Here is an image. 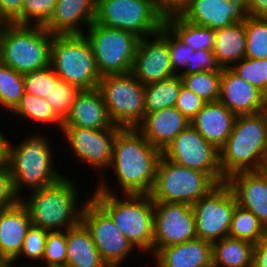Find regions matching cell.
Instances as JSON below:
<instances>
[{
    "instance_id": "681fc988",
    "label": "cell",
    "mask_w": 267,
    "mask_h": 267,
    "mask_svg": "<svg viewBox=\"0 0 267 267\" xmlns=\"http://www.w3.org/2000/svg\"><path fill=\"white\" fill-rule=\"evenodd\" d=\"M187 0H153L155 6L164 14L178 13Z\"/></svg>"
},
{
    "instance_id": "277c9868",
    "label": "cell",
    "mask_w": 267,
    "mask_h": 267,
    "mask_svg": "<svg viewBox=\"0 0 267 267\" xmlns=\"http://www.w3.org/2000/svg\"><path fill=\"white\" fill-rule=\"evenodd\" d=\"M43 134L37 132L25 137L15 146L9 142L8 167L14 192L19 199L23 197L21 193L24 187L32 192L51 186L65 176L55 169L51 142Z\"/></svg>"
},
{
    "instance_id": "8992f818",
    "label": "cell",
    "mask_w": 267,
    "mask_h": 267,
    "mask_svg": "<svg viewBox=\"0 0 267 267\" xmlns=\"http://www.w3.org/2000/svg\"><path fill=\"white\" fill-rule=\"evenodd\" d=\"M54 34L43 26L4 23L0 26V62L26 74L49 66Z\"/></svg>"
},
{
    "instance_id": "4316f807",
    "label": "cell",
    "mask_w": 267,
    "mask_h": 267,
    "mask_svg": "<svg viewBox=\"0 0 267 267\" xmlns=\"http://www.w3.org/2000/svg\"><path fill=\"white\" fill-rule=\"evenodd\" d=\"M66 244V267H108L82 223L66 230Z\"/></svg>"
},
{
    "instance_id": "60d3db41",
    "label": "cell",
    "mask_w": 267,
    "mask_h": 267,
    "mask_svg": "<svg viewBox=\"0 0 267 267\" xmlns=\"http://www.w3.org/2000/svg\"><path fill=\"white\" fill-rule=\"evenodd\" d=\"M59 77L49 66L23 74L25 93L36 97L45 98L49 94L50 81H56Z\"/></svg>"
},
{
    "instance_id": "484cf974",
    "label": "cell",
    "mask_w": 267,
    "mask_h": 267,
    "mask_svg": "<svg viewBox=\"0 0 267 267\" xmlns=\"http://www.w3.org/2000/svg\"><path fill=\"white\" fill-rule=\"evenodd\" d=\"M153 256L156 267H213L212 243L199 238L160 248Z\"/></svg>"
},
{
    "instance_id": "836d02e7",
    "label": "cell",
    "mask_w": 267,
    "mask_h": 267,
    "mask_svg": "<svg viewBox=\"0 0 267 267\" xmlns=\"http://www.w3.org/2000/svg\"><path fill=\"white\" fill-rule=\"evenodd\" d=\"M222 70L181 74L183 85L206 103L218 101Z\"/></svg>"
},
{
    "instance_id": "83f0119b",
    "label": "cell",
    "mask_w": 267,
    "mask_h": 267,
    "mask_svg": "<svg viewBox=\"0 0 267 267\" xmlns=\"http://www.w3.org/2000/svg\"><path fill=\"white\" fill-rule=\"evenodd\" d=\"M245 21L215 30L213 53L220 68H230L245 58Z\"/></svg>"
},
{
    "instance_id": "ab89813d",
    "label": "cell",
    "mask_w": 267,
    "mask_h": 267,
    "mask_svg": "<svg viewBox=\"0 0 267 267\" xmlns=\"http://www.w3.org/2000/svg\"><path fill=\"white\" fill-rule=\"evenodd\" d=\"M66 249H67L66 231L63 230V231L48 232L43 260H42L45 263V264L43 263V266L66 267V257H67ZM29 266L31 267V265H28L27 267ZM43 266L40 265L39 267Z\"/></svg>"
},
{
    "instance_id": "5b68a950",
    "label": "cell",
    "mask_w": 267,
    "mask_h": 267,
    "mask_svg": "<svg viewBox=\"0 0 267 267\" xmlns=\"http://www.w3.org/2000/svg\"><path fill=\"white\" fill-rule=\"evenodd\" d=\"M68 178L64 176L59 182L32 191L28 198L20 199L29 213L32 225L53 232L66 231L81 224L87 201L80 208L77 207L79 189Z\"/></svg>"
},
{
    "instance_id": "9c48e42d",
    "label": "cell",
    "mask_w": 267,
    "mask_h": 267,
    "mask_svg": "<svg viewBox=\"0 0 267 267\" xmlns=\"http://www.w3.org/2000/svg\"><path fill=\"white\" fill-rule=\"evenodd\" d=\"M217 184L204 172L160 157L150 196L153 201L193 205Z\"/></svg>"
},
{
    "instance_id": "7a4b0ae2",
    "label": "cell",
    "mask_w": 267,
    "mask_h": 267,
    "mask_svg": "<svg viewBox=\"0 0 267 267\" xmlns=\"http://www.w3.org/2000/svg\"><path fill=\"white\" fill-rule=\"evenodd\" d=\"M119 196L106 181L98 183L91 197L113 220L117 228L141 253H152L154 207L150 194Z\"/></svg>"
},
{
    "instance_id": "1f68e13d",
    "label": "cell",
    "mask_w": 267,
    "mask_h": 267,
    "mask_svg": "<svg viewBox=\"0 0 267 267\" xmlns=\"http://www.w3.org/2000/svg\"><path fill=\"white\" fill-rule=\"evenodd\" d=\"M10 114L18 118L23 117V119L36 121L35 123H44V125L56 124L60 131H62L63 120L50 107L45 98L24 93Z\"/></svg>"
},
{
    "instance_id": "cb8c5ba5",
    "label": "cell",
    "mask_w": 267,
    "mask_h": 267,
    "mask_svg": "<svg viewBox=\"0 0 267 267\" xmlns=\"http://www.w3.org/2000/svg\"><path fill=\"white\" fill-rule=\"evenodd\" d=\"M188 126L189 120L176 107H170L146 114L136 129L155 148L163 152Z\"/></svg>"
},
{
    "instance_id": "f1b7e54d",
    "label": "cell",
    "mask_w": 267,
    "mask_h": 267,
    "mask_svg": "<svg viewBox=\"0 0 267 267\" xmlns=\"http://www.w3.org/2000/svg\"><path fill=\"white\" fill-rule=\"evenodd\" d=\"M254 244L231 237L212 243L213 267H252Z\"/></svg>"
},
{
    "instance_id": "7c38bea8",
    "label": "cell",
    "mask_w": 267,
    "mask_h": 267,
    "mask_svg": "<svg viewBox=\"0 0 267 267\" xmlns=\"http://www.w3.org/2000/svg\"><path fill=\"white\" fill-rule=\"evenodd\" d=\"M236 205V197L226 182L217 184L191 205L197 237L211 243L228 237Z\"/></svg>"
},
{
    "instance_id": "7dc6e473",
    "label": "cell",
    "mask_w": 267,
    "mask_h": 267,
    "mask_svg": "<svg viewBox=\"0 0 267 267\" xmlns=\"http://www.w3.org/2000/svg\"><path fill=\"white\" fill-rule=\"evenodd\" d=\"M24 0H0V18L12 23L22 12Z\"/></svg>"
},
{
    "instance_id": "ffe728a7",
    "label": "cell",
    "mask_w": 267,
    "mask_h": 267,
    "mask_svg": "<svg viewBox=\"0 0 267 267\" xmlns=\"http://www.w3.org/2000/svg\"><path fill=\"white\" fill-rule=\"evenodd\" d=\"M31 224L29 213L20 200L0 210V260L6 267H14Z\"/></svg>"
},
{
    "instance_id": "2e32d148",
    "label": "cell",
    "mask_w": 267,
    "mask_h": 267,
    "mask_svg": "<svg viewBox=\"0 0 267 267\" xmlns=\"http://www.w3.org/2000/svg\"><path fill=\"white\" fill-rule=\"evenodd\" d=\"M121 129L122 127L113 124L102 130L62 128L61 133L65 136V143L74 152V157L101 172L110 167L114 140Z\"/></svg>"
},
{
    "instance_id": "7402d4cb",
    "label": "cell",
    "mask_w": 267,
    "mask_h": 267,
    "mask_svg": "<svg viewBox=\"0 0 267 267\" xmlns=\"http://www.w3.org/2000/svg\"><path fill=\"white\" fill-rule=\"evenodd\" d=\"M96 5L97 0H58L44 28L54 35L85 34L81 26L94 22Z\"/></svg>"
},
{
    "instance_id": "e0dca14e",
    "label": "cell",
    "mask_w": 267,
    "mask_h": 267,
    "mask_svg": "<svg viewBox=\"0 0 267 267\" xmlns=\"http://www.w3.org/2000/svg\"><path fill=\"white\" fill-rule=\"evenodd\" d=\"M131 74L142 85L175 76L169 56L168 26L165 23L158 33L140 39Z\"/></svg>"
},
{
    "instance_id": "f6af8a7d",
    "label": "cell",
    "mask_w": 267,
    "mask_h": 267,
    "mask_svg": "<svg viewBox=\"0 0 267 267\" xmlns=\"http://www.w3.org/2000/svg\"><path fill=\"white\" fill-rule=\"evenodd\" d=\"M212 70H222L217 64L213 50H198L192 54L191 61L187 64V67L182 74H192Z\"/></svg>"
},
{
    "instance_id": "30bf717a",
    "label": "cell",
    "mask_w": 267,
    "mask_h": 267,
    "mask_svg": "<svg viewBox=\"0 0 267 267\" xmlns=\"http://www.w3.org/2000/svg\"><path fill=\"white\" fill-rule=\"evenodd\" d=\"M97 88L114 125L136 128L144 120L145 85L131 73L101 76Z\"/></svg>"
},
{
    "instance_id": "d4e9b609",
    "label": "cell",
    "mask_w": 267,
    "mask_h": 267,
    "mask_svg": "<svg viewBox=\"0 0 267 267\" xmlns=\"http://www.w3.org/2000/svg\"><path fill=\"white\" fill-rule=\"evenodd\" d=\"M236 117L221 102H208L190 121V125L219 150L230 136Z\"/></svg>"
},
{
    "instance_id": "7bdbcfd3",
    "label": "cell",
    "mask_w": 267,
    "mask_h": 267,
    "mask_svg": "<svg viewBox=\"0 0 267 267\" xmlns=\"http://www.w3.org/2000/svg\"><path fill=\"white\" fill-rule=\"evenodd\" d=\"M48 232V230L31 224L27 230L19 257H17V259H20L24 255V257L29 258L30 260H43Z\"/></svg>"
},
{
    "instance_id": "f5cc1de1",
    "label": "cell",
    "mask_w": 267,
    "mask_h": 267,
    "mask_svg": "<svg viewBox=\"0 0 267 267\" xmlns=\"http://www.w3.org/2000/svg\"><path fill=\"white\" fill-rule=\"evenodd\" d=\"M260 114L263 116L265 124L267 126V96H265L263 105L260 110Z\"/></svg>"
},
{
    "instance_id": "e575fe53",
    "label": "cell",
    "mask_w": 267,
    "mask_h": 267,
    "mask_svg": "<svg viewBox=\"0 0 267 267\" xmlns=\"http://www.w3.org/2000/svg\"><path fill=\"white\" fill-rule=\"evenodd\" d=\"M245 58L267 59V17L248 16L245 20Z\"/></svg>"
},
{
    "instance_id": "ba28073f",
    "label": "cell",
    "mask_w": 267,
    "mask_h": 267,
    "mask_svg": "<svg viewBox=\"0 0 267 267\" xmlns=\"http://www.w3.org/2000/svg\"><path fill=\"white\" fill-rule=\"evenodd\" d=\"M89 41L100 76L131 73L141 37L127 30L93 22L84 34Z\"/></svg>"
},
{
    "instance_id": "5bb4252c",
    "label": "cell",
    "mask_w": 267,
    "mask_h": 267,
    "mask_svg": "<svg viewBox=\"0 0 267 267\" xmlns=\"http://www.w3.org/2000/svg\"><path fill=\"white\" fill-rule=\"evenodd\" d=\"M81 223L91 234L108 267H120L131 252L136 250L111 217L91 197L85 203Z\"/></svg>"
},
{
    "instance_id": "74e56055",
    "label": "cell",
    "mask_w": 267,
    "mask_h": 267,
    "mask_svg": "<svg viewBox=\"0 0 267 267\" xmlns=\"http://www.w3.org/2000/svg\"><path fill=\"white\" fill-rule=\"evenodd\" d=\"M57 1L24 0L21 14L12 23L44 27L52 16Z\"/></svg>"
},
{
    "instance_id": "d6986e66",
    "label": "cell",
    "mask_w": 267,
    "mask_h": 267,
    "mask_svg": "<svg viewBox=\"0 0 267 267\" xmlns=\"http://www.w3.org/2000/svg\"><path fill=\"white\" fill-rule=\"evenodd\" d=\"M265 94L240 78L230 68H222L218 101L236 115L260 113Z\"/></svg>"
},
{
    "instance_id": "603a6c76",
    "label": "cell",
    "mask_w": 267,
    "mask_h": 267,
    "mask_svg": "<svg viewBox=\"0 0 267 267\" xmlns=\"http://www.w3.org/2000/svg\"><path fill=\"white\" fill-rule=\"evenodd\" d=\"M113 125L98 88L81 90L73 102L62 128H93L102 130Z\"/></svg>"
},
{
    "instance_id": "f35d334b",
    "label": "cell",
    "mask_w": 267,
    "mask_h": 267,
    "mask_svg": "<svg viewBox=\"0 0 267 267\" xmlns=\"http://www.w3.org/2000/svg\"><path fill=\"white\" fill-rule=\"evenodd\" d=\"M230 69L267 96V59L243 58Z\"/></svg>"
},
{
    "instance_id": "6da1fadb",
    "label": "cell",
    "mask_w": 267,
    "mask_h": 267,
    "mask_svg": "<svg viewBox=\"0 0 267 267\" xmlns=\"http://www.w3.org/2000/svg\"><path fill=\"white\" fill-rule=\"evenodd\" d=\"M162 152L136 128H122L116 135L110 167L125 194H150Z\"/></svg>"
},
{
    "instance_id": "44dd1931",
    "label": "cell",
    "mask_w": 267,
    "mask_h": 267,
    "mask_svg": "<svg viewBox=\"0 0 267 267\" xmlns=\"http://www.w3.org/2000/svg\"><path fill=\"white\" fill-rule=\"evenodd\" d=\"M237 204L251 211L267 229V175L261 171L239 172L226 179Z\"/></svg>"
},
{
    "instance_id": "8d00e7d4",
    "label": "cell",
    "mask_w": 267,
    "mask_h": 267,
    "mask_svg": "<svg viewBox=\"0 0 267 267\" xmlns=\"http://www.w3.org/2000/svg\"><path fill=\"white\" fill-rule=\"evenodd\" d=\"M80 91L79 87L58 78L56 81H50L49 94L45 99L55 113L64 120Z\"/></svg>"
},
{
    "instance_id": "52a82bcc",
    "label": "cell",
    "mask_w": 267,
    "mask_h": 267,
    "mask_svg": "<svg viewBox=\"0 0 267 267\" xmlns=\"http://www.w3.org/2000/svg\"><path fill=\"white\" fill-rule=\"evenodd\" d=\"M49 65L59 78L81 90L98 87L101 76L84 34L54 35Z\"/></svg>"
},
{
    "instance_id": "9f6ffc18",
    "label": "cell",
    "mask_w": 267,
    "mask_h": 267,
    "mask_svg": "<svg viewBox=\"0 0 267 267\" xmlns=\"http://www.w3.org/2000/svg\"><path fill=\"white\" fill-rule=\"evenodd\" d=\"M0 267H6L5 264L0 260Z\"/></svg>"
},
{
    "instance_id": "3957f363",
    "label": "cell",
    "mask_w": 267,
    "mask_h": 267,
    "mask_svg": "<svg viewBox=\"0 0 267 267\" xmlns=\"http://www.w3.org/2000/svg\"><path fill=\"white\" fill-rule=\"evenodd\" d=\"M267 156V126L260 113L237 115L232 132L219 149L225 179L239 172L261 171Z\"/></svg>"
},
{
    "instance_id": "b9f144b4",
    "label": "cell",
    "mask_w": 267,
    "mask_h": 267,
    "mask_svg": "<svg viewBox=\"0 0 267 267\" xmlns=\"http://www.w3.org/2000/svg\"><path fill=\"white\" fill-rule=\"evenodd\" d=\"M168 48L172 70L175 75H181L191 61L195 50L183 41L168 27Z\"/></svg>"
},
{
    "instance_id": "4dcf8cb0",
    "label": "cell",
    "mask_w": 267,
    "mask_h": 267,
    "mask_svg": "<svg viewBox=\"0 0 267 267\" xmlns=\"http://www.w3.org/2000/svg\"><path fill=\"white\" fill-rule=\"evenodd\" d=\"M182 85L180 75L145 85V115L175 107Z\"/></svg>"
},
{
    "instance_id": "11a10c76",
    "label": "cell",
    "mask_w": 267,
    "mask_h": 267,
    "mask_svg": "<svg viewBox=\"0 0 267 267\" xmlns=\"http://www.w3.org/2000/svg\"><path fill=\"white\" fill-rule=\"evenodd\" d=\"M262 171H267V156Z\"/></svg>"
},
{
    "instance_id": "f546056e",
    "label": "cell",
    "mask_w": 267,
    "mask_h": 267,
    "mask_svg": "<svg viewBox=\"0 0 267 267\" xmlns=\"http://www.w3.org/2000/svg\"><path fill=\"white\" fill-rule=\"evenodd\" d=\"M164 23L185 45H189L195 51L213 50L215 44V30L190 23L178 13L165 15Z\"/></svg>"
},
{
    "instance_id": "bcb514c9",
    "label": "cell",
    "mask_w": 267,
    "mask_h": 267,
    "mask_svg": "<svg viewBox=\"0 0 267 267\" xmlns=\"http://www.w3.org/2000/svg\"><path fill=\"white\" fill-rule=\"evenodd\" d=\"M19 200L14 192L9 167L0 168V210L12 207Z\"/></svg>"
},
{
    "instance_id": "6f0895ef",
    "label": "cell",
    "mask_w": 267,
    "mask_h": 267,
    "mask_svg": "<svg viewBox=\"0 0 267 267\" xmlns=\"http://www.w3.org/2000/svg\"><path fill=\"white\" fill-rule=\"evenodd\" d=\"M5 22L0 18V26H2Z\"/></svg>"
},
{
    "instance_id": "9a60e30c",
    "label": "cell",
    "mask_w": 267,
    "mask_h": 267,
    "mask_svg": "<svg viewBox=\"0 0 267 267\" xmlns=\"http://www.w3.org/2000/svg\"><path fill=\"white\" fill-rule=\"evenodd\" d=\"M153 207V255L160 248L198 238L195 229V216L191 205L153 201Z\"/></svg>"
},
{
    "instance_id": "f907efd6",
    "label": "cell",
    "mask_w": 267,
    "mask_h": 267,
    "mask_svg": "<svg viewBox=\"0 0 267 267\" xmlns=\"http://www.w3.org/2000/svg\"><path fill=\"white\" fill-rule=\"evenodd\" d=\"M248 16L267 17V0H246Z\"/></svg>"
},
{
    "instance_id": "db71d44e",
    "label": "cell",
    "mask_w": 267,
    "mask_h": 267,
    "mask_svg": "<svg viewBox=\"0 0 267 267\" xmlns=\"http://www.w3.org/2000/svg\"><path fill=\"white\" fill-rule=\"evenodd\" d=\"M225 1L230 2V3H232V2H246V0H225Z\"/></svg>"
},
{
    "instance_id": "c3c4849f",
    "label": "cell",
    "mask_w": 267,
    "mask_h": 267,
    "mask_svg": "<svg viewBox=\"0 0 267 267\" xmlns=\"http://www.w3.org/2000/svg\"><path fill=\"white\" fill-rule=\"evenodd\" d=\"M252 267H267V233L254 245Z\"/></svg>"
},
{
    "instance_id": "d6a6232c",
    "label": "cell",
    "mask_w": 267,
    "mask_h": 267,
    "mask_svg": "<svg viewBox=\"0 0 267 267\" xmlns=\"http://www.w3.org/2000/svg\"><path fill=\"white\" fill-rule=\"evenodd\" d=\"M266 233L267 229L251 211L236 205L232 214L229 237L255 245Z\"/></svg>"
},
{
    "instance_id": "ac0fdd59",
    "label": "cell",
    "mask_w": 267,
    "mask_h": 267,
    "mask_svg": "<svg viewBox=\"0 0 267 267\" xmlns=\"http://www.w3.org/2000/svg\"><path fill=\"white\" fill-rule=\"evenodd\" d=\"M178 14L190 23L213 30L244 22L248 17L246 2L225 0H187Z\"/></svg>"
},
{
    "instance_id": "4fadbf2b",
    "label": "cell",
    "mask_w": 267,
    "mask_h": 267,
    "mask_svg": "<svg viewBox=\"0 0 267 267\" xmlns=\"http://www.w3.org/2000/svg\"><path fill=\"white\" fill-rule=\"evenodd\" d=\"M162 156L178 165L206 173L216 184L226 182L220 168L219 150L191 125L173 139Z\"/></svg>"
},
{
    "instance_id": "d590c367",
    "label": "cell",
    "mask_w": 267,
    "mask_h": 267,
    "mask_svg": "<svg viewBox=\"0 0 267 267\" xmlns=\"http://www.w3.org/2000/svg\"><path fill=\"white\" fill-rule=\"evenodd\" d=\"M25 93L23 74L0 62V106L11 112Z\"/></svg>"
},
{
    "instance_id": "ee69618b",
    "label": "cell",
    "mask_w": 267,
    "mask_h": 267,
    "mask_svg": "<svg viewBox=\"0 0 267 267\" xmlns=\"http://www.w3.org/2000/svg\"><path fill=\"white\" fill-rule=\"evenodd\" d=\"M205 103L206 102L203 101L199 96L195 95L191 90L182 85L175 107L190 122L195 117V115L203 108Z\"/></svg>"
},
{
    "instance_id": "8fae6325",
    "label": "cell",
    "mask_w": 267,
    "mask_h": 267,
    "mask_svg": "<svg viewBox=\"0 0 267 267\" xmlns=\"http://www.w3.org/2000/svg\"><path fill=\"white\" fill-rule=\"evenodd\" d=\"M164 17L153 0H97L94 22L143 38L158 33Z\"/></svg>"
},
{
    "instance_id": "816d5d0a",
    "label": "cell",
    "mask_w": 267,
    "mask_h": 267,
    "mask_svg": "<svg viewBox=\"0 0 267 267\" xmlns=\"http://www.w3.org/2000/svg\"><path fill=\"white\" fill-rule=\"evenodd\" d=\"M9 140L0 131V168L8 166Z\"/></svg>"
}]
</instances>
